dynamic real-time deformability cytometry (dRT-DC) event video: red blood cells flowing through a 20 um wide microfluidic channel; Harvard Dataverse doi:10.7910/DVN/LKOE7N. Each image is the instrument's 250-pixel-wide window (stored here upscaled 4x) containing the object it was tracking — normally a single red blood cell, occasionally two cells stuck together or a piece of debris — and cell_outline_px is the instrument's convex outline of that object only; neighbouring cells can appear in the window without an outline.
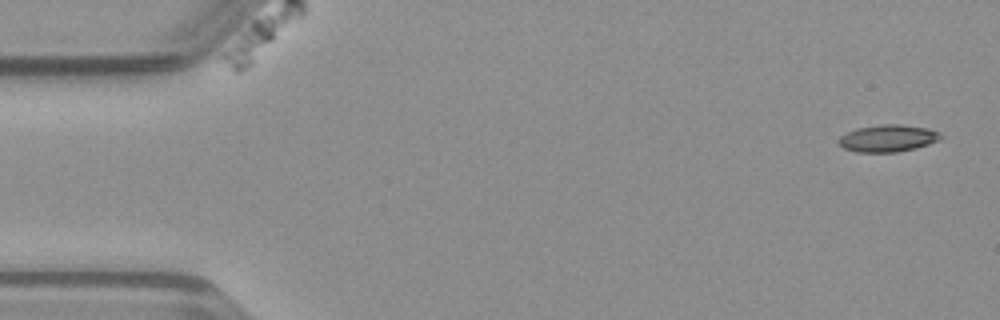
{"species": "common noctule bat (a hibernating species)", "species_latin": "Nyctalus noctula", "temperature_condition": "warm", "stored_images_in_passage": 49, "camera_frame_rate_fps": 3000, "um_per_image_px": 0.085, "animal": {"sex": "male", "body_mass_g": 23.1, "forearm_length_mm": 52.7}, "frame": {"image": 1, "passage_image": 2, "time_ms": 0.333, "image_size_px": [1000, 320], "cell_outline_px": [[944, 136], [928, 144], [916, 148], [896, 152], [856, 152], [844, 148], [836, 140], [840, 136], [856, 128], [880, 124], [900, 124], [928, 128], [940, 132]], "centroid_in_image_um": [75.46, 11.74], "position_along_channel_um": 9.5, "area_um2": 16.13}}
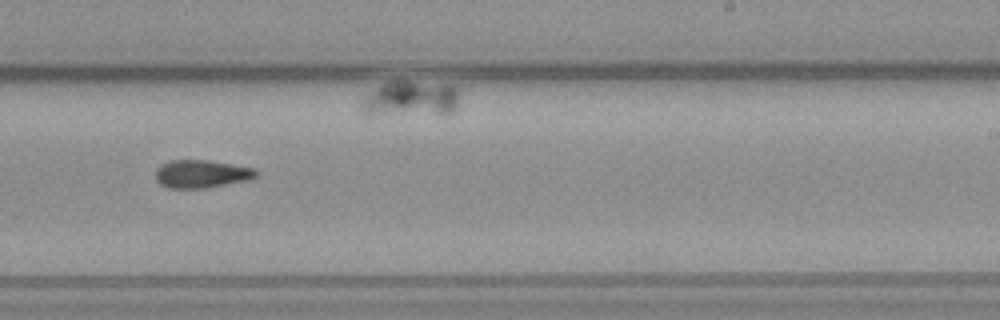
{"frame": {"image": 2, "passage_image": 30, "time_ms": 9.667, "image_size_px": [1000, 320], "cell_outline_px": [[260, 172], [256, 176], [248, 180], [208, 188], [168, 188], [160, 184], [156, 180], [156, 168], [172, 160], [212, 160], [256, 168]], "centroid_in_image_um": [17.18, 14.78], "position_along_channel_um": 271.8, "area_um2": 16.59}}
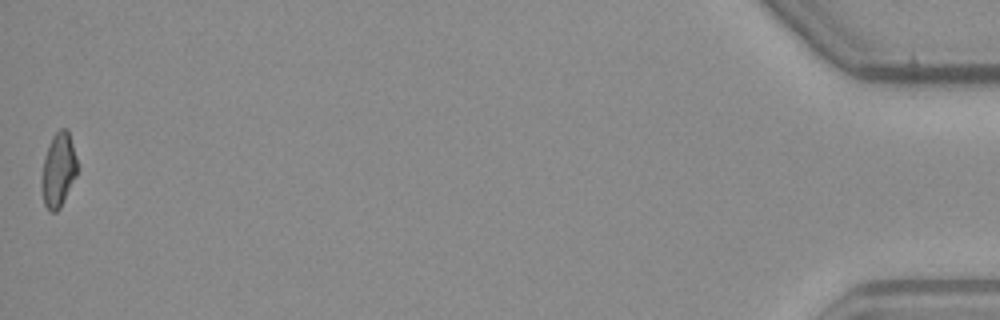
{"frame": {"image": 3, "passage_image": 49, "time_ms": 16.0, "image_size_px": [1000, 320], "cell_outline_px": [[76, 176], [60, 208], [56, 212], [48, 212], [44, 204], [40, 184], [40, 180], [44, 156], [48, 144], [52, 136], [60, 128], [68, 128], [76, 160]], "centroid_in_image_um": [4.92, 14.46], "position_along_channel_um": 430.3, "area_um2": 15.55}}